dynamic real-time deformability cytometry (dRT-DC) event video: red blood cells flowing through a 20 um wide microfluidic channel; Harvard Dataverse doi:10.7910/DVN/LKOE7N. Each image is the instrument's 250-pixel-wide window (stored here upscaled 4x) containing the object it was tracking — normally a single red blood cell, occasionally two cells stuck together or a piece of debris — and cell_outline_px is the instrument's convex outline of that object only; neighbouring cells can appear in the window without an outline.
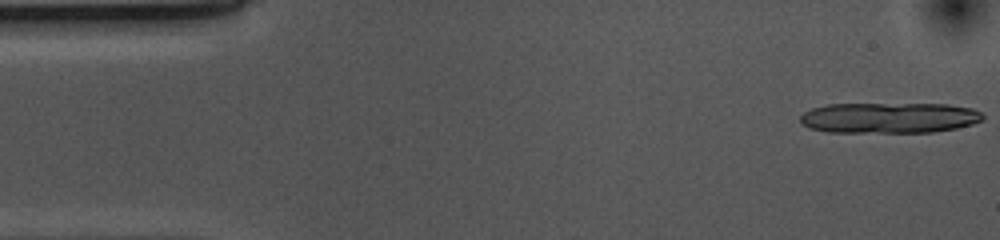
{"species": "common noctule bat (a hibernating species)", "species_latin": "Nyctalus noctula", "temperature_condition": "cold", "stored_images_in_passage": 11, "camera_frame_rate_fps": 3000, "um_per_image_px": 0.085, "animal": {"sex": "female", "body_mass_g": 10.0, "forearm_length_mm": 53.1}, "frame": {"image": 1, "passage_image": 1, "time_ms": 0.0, "image_size_px": [1000, 240], "cell_outline_px": [[984, 120], [972, 124], [956, 128], [932, 132], [828, 132], [808, 128], [800, 120], [800, 116], [804, 112], [812, 108], [828, 104], [948, 104], [972, 108], [980, 112], [984, 116]], "centroid_in_image_um": [75.59, 10.01], "position_along_channel_um": 9.4, "area_um2": 32.71}}